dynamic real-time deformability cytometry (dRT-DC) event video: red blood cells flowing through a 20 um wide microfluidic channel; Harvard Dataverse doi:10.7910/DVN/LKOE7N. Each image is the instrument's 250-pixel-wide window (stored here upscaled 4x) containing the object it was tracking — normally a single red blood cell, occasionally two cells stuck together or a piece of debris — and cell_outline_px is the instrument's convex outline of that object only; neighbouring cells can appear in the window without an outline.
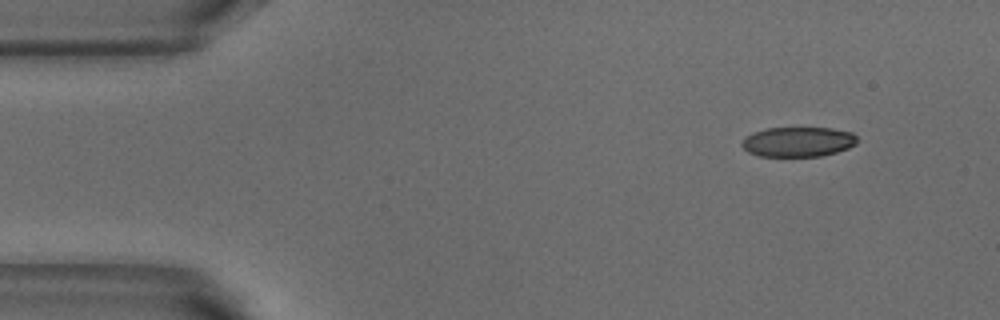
{"species": "common noctule bat (a hibernating species)", "species_latin": "Nyctalus noctula", "temperature_condition": "warm", "stored_images_in_passage": 4, "segment_of_instrument_passage": [2, 2], "camera_frame_rate_fps": 3000, "um_per_image_px": 0.085, "animal": {"sex": "male", "body_mass_g": 18.8}, "frame": {"image": 1, "passage_image": 4, "time_ms": 1.0, "image_size_px": [1000, 320], "cell_outline_px": [[856, 144], [848, 148], [836, 152], [820, 156], [756, 156], [748, 152], [740, 144], [752, 132], [768, 128], [832, 128], [852, 132], [856, 136]], "centroid_in_image_um": [67.83, 12.05], "position_along_channel_um": 17.2, "area_um2": 20.0}}